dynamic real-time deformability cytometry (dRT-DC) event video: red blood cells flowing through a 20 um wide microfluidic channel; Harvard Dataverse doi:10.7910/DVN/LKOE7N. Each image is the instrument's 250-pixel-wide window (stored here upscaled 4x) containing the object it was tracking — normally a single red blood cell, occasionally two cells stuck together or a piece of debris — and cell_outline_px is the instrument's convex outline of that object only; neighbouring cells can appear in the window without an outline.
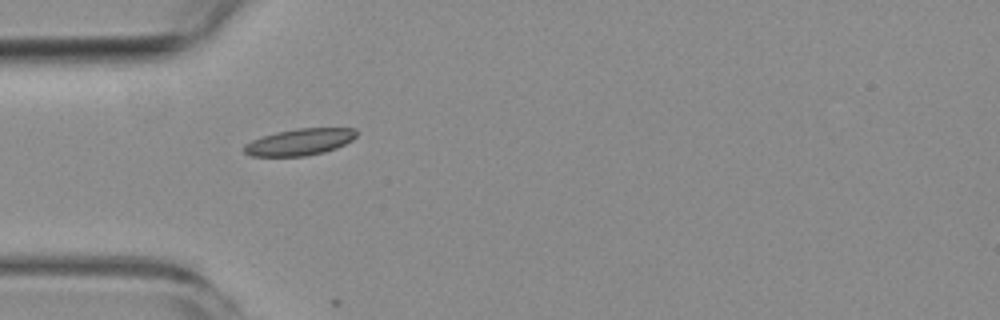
{"species": "common noctule bat (a hibernating species)", "species_latin": "Nyctalus noctula", "temperature_condition": "room temperature", "stored_images_in_passage": 2, "camera_frame_rate_fps": 3000, "um_per_image_px": 0.085, "animal": {"sex": "female", "body_mass_g": 19.3, "forearm_length_mm": 54.1}, "frame": {"image": 1, "passage_image": 1, "time_ms": 0.0, "image_size_px": [1000, 320], "cell_outline_px": [[356, 136], [352, 140], [336, 148], [324, 152], [304, 156], [252, 156], [244, 152], [244, 144], [252, 140], [276, 132], [296, 128], [356, 128]], "centroid_in_image_um": [25.47, 12.06], "position_along_channel_um": 59.5, "area_um2": 17.34}}